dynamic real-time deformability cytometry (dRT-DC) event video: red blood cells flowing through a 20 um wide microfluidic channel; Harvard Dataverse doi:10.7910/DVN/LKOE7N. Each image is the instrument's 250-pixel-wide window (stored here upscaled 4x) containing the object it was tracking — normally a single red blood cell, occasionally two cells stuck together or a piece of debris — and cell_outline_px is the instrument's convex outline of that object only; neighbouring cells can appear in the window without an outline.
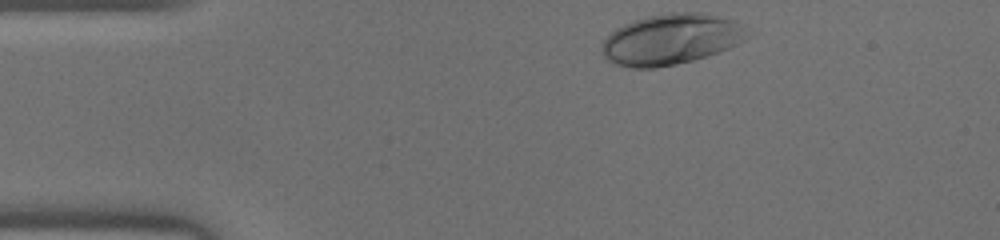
{"species": "human", "species_latin": "Homo sapiens", "temperature_condition": "warm", "stored_images_in_passage": 30, "camera_frame_rate_fps": 3000, "um_per_image_px": 0.085, "donor": {"sex": "male"}, "frame": {"image": 1, "passage_image": 1, "time_ms": 0.0, "image_size_px": [1000, 240], "cell_outline_px": [[756, 32], [752, 36], [728, 48], [692, 60], [676, 64], [656, 68], [632, 68], [612, 64], [604, 56], [600, 48], [600, 44], [616, 28], [624, 24], [648, 16], [668, 12], [700, 12], [732, 20]], "centroid_in_image_um": [57.05, 3.34], "position_along_channel_um": 27.9, "area_um2": 43.18}}
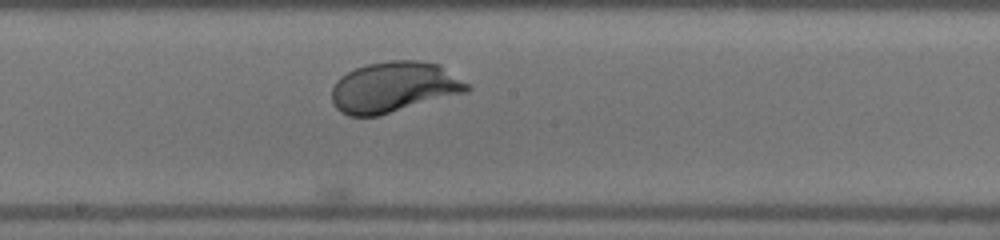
{"frame": {"image": 2, "passage_image": 18, "time_ms": 5.667, "image_size_px": [1000, 240], "cell_outline_px": [[472, 88], [468, 92], [376, 116], [348, 116], [340, 112], [336, 108], [332, 100], [332, 88], [336, 80], [340, 76], [356, 68], [368, 64], [388, 60], [416, 60], [440, 64], [472, 84]], "centroid_in_image_um": [33.53, 7.39], "position_along_channel_um": 214.7, "area_um2": 40.29}}
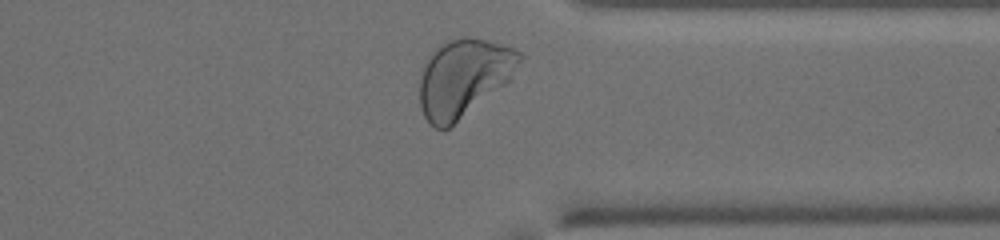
{"frame": {"image": 3, "passage_image": 29, "time_ms": 9.333, "image_size_px": [1000, 240], "cell_outline_px": [[524, 56], [512, 80], [444, 132], [428, 124], [420, 108], [420, 76], [424, 64], [428, 56], [444, 40], [460, 36], [472, 36], [488, 40], [512, 48], [520, 52]], "centroid_in_image_um": [39.42, 6.61], "position_along_channel_um": 372.0, "area_um2": 46.18}}